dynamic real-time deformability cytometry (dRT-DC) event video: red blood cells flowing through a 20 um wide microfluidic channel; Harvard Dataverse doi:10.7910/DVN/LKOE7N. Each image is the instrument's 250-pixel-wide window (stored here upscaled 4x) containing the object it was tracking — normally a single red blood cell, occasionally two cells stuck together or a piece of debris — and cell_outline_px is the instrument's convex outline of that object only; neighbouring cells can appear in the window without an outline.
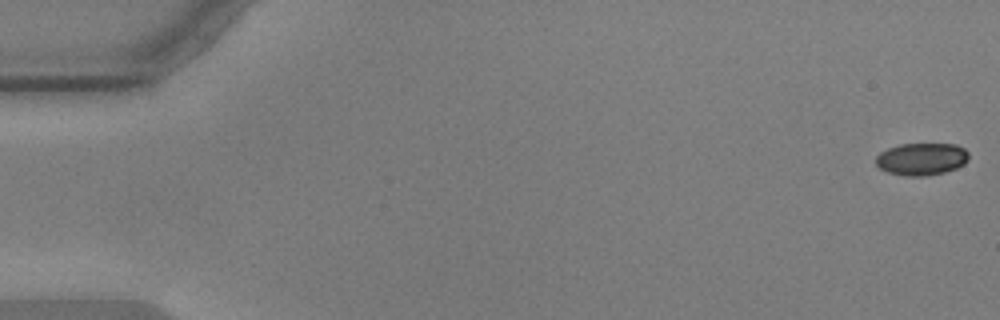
{"species": "common noctule bat (a hibernating species)", "species_latin": "Nyctalus noctula", "temperature_condition": "warm", "stored_images_in_passage": 57, "camera_frame_rate_fps": 3000, "um_per_image_px": 0.085, "animal": {"sex": "male", "body_mass_g": 17.9, "forearm_length_mm": 54.2}, "frame": {"image": 1, "passage_image": 1, "time_ms": 0.0, "image_size_px": [1000, 320], "cell_outline_px": [[968, 160], [964, 164], [956, 168], [944, 172], [924, 176], [904, 176], [888, 172], [880, 168], [876, 164], [876, 156], [880, 152], [888, 148], [900, 144], [956, 144], [964, 148], [968, 152]], "centroid_in_image_um": [78.33, 13.51], "position_along_channel_um": 6.7, "area_um2": 17.51}}
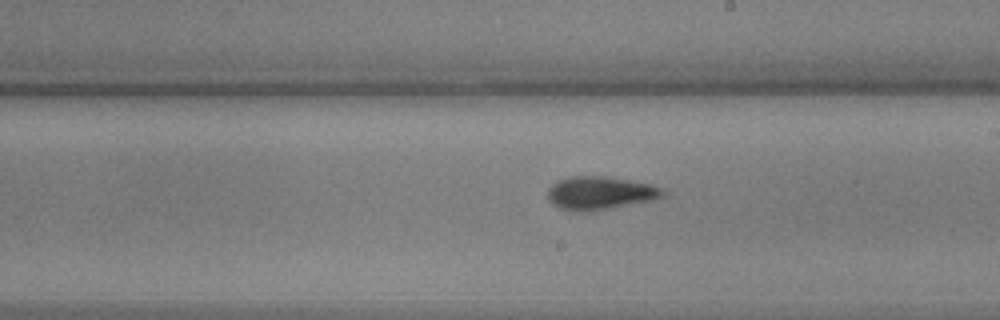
{"frame": {"image": 2, "passage_image": 33, "time_ms": 10.667, "image_size_px": [1000, 320], "cell_outline_px": [[668, 192], [664, 196], [648, 200], [588, 212], [560, 208], [552, 204], [548, 200], [548, 188], [556, 180], [568, 176], [608, 176], [648, 184], [660, 188]], "centroid_in_image_um": [50.94, 16.38], "position_along_channel_um": 238.1, "area_um2": 21.96}}
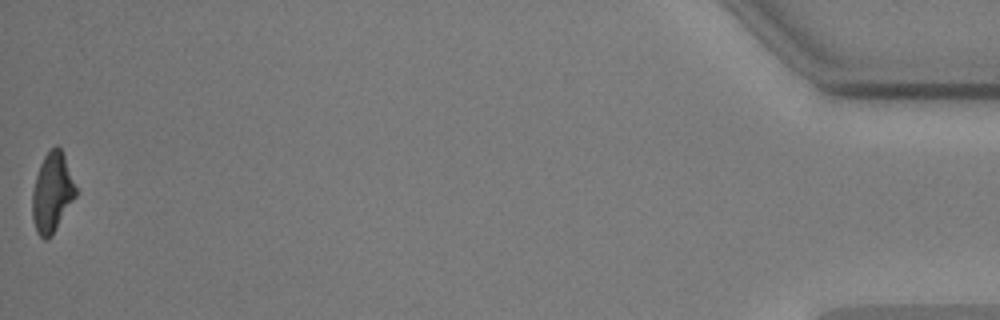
{"frame": {"image": 3, "passage_image": 57, "time_ms": 18.667, "image_size_px": [1000, 320], "cell_outline_px": [[76, 196], [52, 236], [48, 240], [44, 240], [36, 232], [32, 220], [32, 192], [36, 176], [40, 164], [44, 156], [56, 144], [60, 148], [64, 156], [76, 188]], "centroid_in_image_um": [4.41, 16.42], "position_along_channel_um": 430.8, "area_um2": 20.06}, "authors_computed_cell_mechanics": {"area_um2": 21.2126, "velocity_mm_per_s": 3.573, "shape_relaxation_time_tau1_ms": null, "shape_relaxation_time_tau2_ms": 4.1518, "deformation_change_tau1": null, "deformation_change_tau2": 0.1507}}